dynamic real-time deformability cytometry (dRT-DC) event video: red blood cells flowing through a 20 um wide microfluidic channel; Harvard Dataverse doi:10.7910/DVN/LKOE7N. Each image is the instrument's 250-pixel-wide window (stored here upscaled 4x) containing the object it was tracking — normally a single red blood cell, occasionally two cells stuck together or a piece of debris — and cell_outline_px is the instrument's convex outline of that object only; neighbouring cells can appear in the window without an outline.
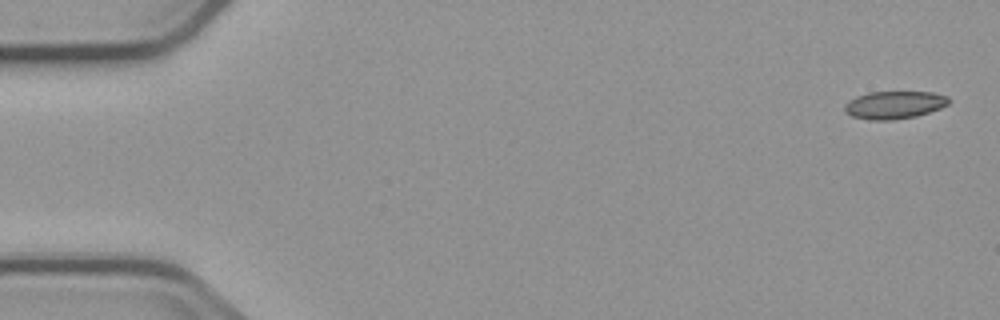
{"species": "common noctule bat (a hibernating species)", "species_latin": "Nyctalus noctula", "temperature_condition": "cold", "stored_images_in_passage": 4, "camera_frame_rate_fps": 3000, "um_per_image_px": 0.085, "animal": {"sex": "male", "body_mass_g": 23.1, "forearm_length_mm": 52.7}, "frame": {"image": 1, "passage_image": 1, "time_ms": 0.0, "image_size_px": [1000, 320], "cell_outline_px": [[948, 104], [940, 108], [916, 116], [892, 120], [868, 120], [852, 116], [844, 112], [844, 104], [848, 100], [856, 96], [868, 92], [932, 92], [948, 96]], "centroid_in_image_um": [75.96, 8.92], "position_along_channel_um": 9.0, "area_um2": 16.88}}
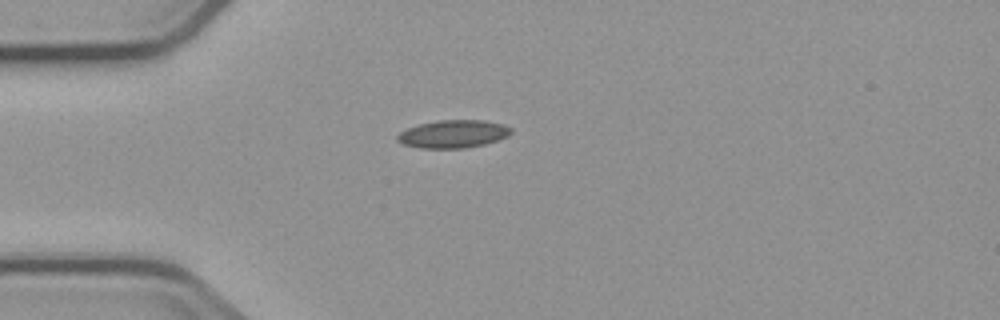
{"frame": {"image": 2, "passage_image": 4, "time_ms": 4.333, "image_size_px": [1000, 320], "cell_outline_px": [[512, 132], [508, 136], [484, 144], [464, 148], [420, 148], [404, 144], [396, 140], [396, 136], [400, 132], [408, 128], [420, 124], [440, 120], [484, 120], [504, 124], [512, 128]], "centroid_in_image_um": [38.54, 11.38], "position_along_channel_um": 46.5, "area_um2": 18.38}}